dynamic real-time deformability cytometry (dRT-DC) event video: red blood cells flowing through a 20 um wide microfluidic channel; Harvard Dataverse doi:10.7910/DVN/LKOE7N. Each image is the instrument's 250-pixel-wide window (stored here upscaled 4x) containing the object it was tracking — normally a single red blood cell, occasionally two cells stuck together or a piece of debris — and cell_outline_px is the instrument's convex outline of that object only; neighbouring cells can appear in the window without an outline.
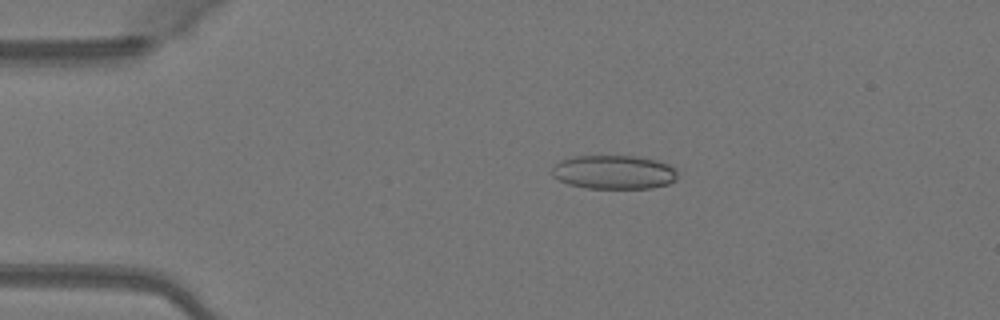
{"species": "Egyptian fruit bat (a non-hibernating species)", "species_latin": "Rousettus aegyptiacus", "temperature_condition": "warm", "stored_images_in_passage": 49, "camera_frame_rate_fps": 3000, "um_per_image_px": 0.085, "animal": {"sex": "female"}, "frame": {"image": 1, "passage_image": 10, "time_ms": 3.0, "image_size_px": [1000, 320], "cell_outline_px": [[676, 180], [668, 184], [652, 188], [588, 188], [568, 184], [552, 176], [552, 168], [560, 160], [572, 156], [636, 156], [656, 160], [668, 164], [676, 168]], "centroid_in_image_um": [52.18, 14.63], "position_along_channel_um": 32.8, "area_um2": 24.85}}
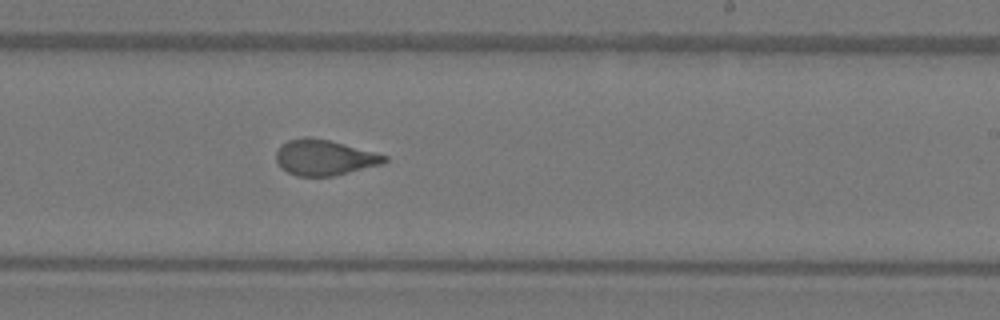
{"frame": {"image": 2, "passage_image": 30, "time_ms": 9.667, "image_size_px": [1000, 320], "cell_outline_px": [[388, 160], [384, 164], [336, 176], [296, 176], [280, 168], [276, 160], [276, 152], [280, 144], [288, 140], [304, 136], [308, 136], [328, 140], [388, 156]], "centroid_in_image_um": [27.55, 13.4], "position_along_channel_um": 261.5, "area_um2": 22.66}}
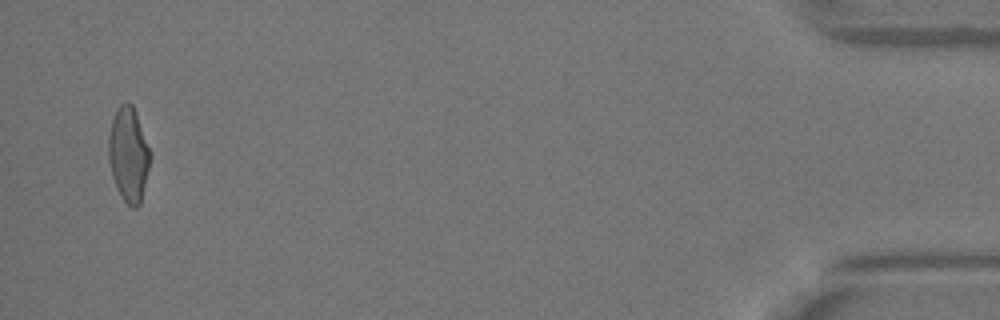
{"frame": {"image": 3, "passage_image": 48, "time_ms": 15.667, "image_size_px": [1000, 320], "cell_outline_px": [[148, 168], [140, 204], [136, 208], [132, 208], [120, 196], [116, 188], [112, 176], [108, 160], [108, 136], [112, 120], [120, 104], [132, 104], [136, 112], [148, 148]], "centroid_in_image_um": [10.88, 13.16], "position_along_channel_um": 424.3, "area_um2": 22.31}, "authors_computed_cell_mechanics": {"area_um2": 23.12, "velocity_mm_per_s": 4.1055, "shape_relaxation_time_tau1_ms": 5.4864, "shape_relaxation_time_tau2_ms": 0.5558, "deformation_change_tau1": 0.1785, "deformation_change_tau2": 0.069}}